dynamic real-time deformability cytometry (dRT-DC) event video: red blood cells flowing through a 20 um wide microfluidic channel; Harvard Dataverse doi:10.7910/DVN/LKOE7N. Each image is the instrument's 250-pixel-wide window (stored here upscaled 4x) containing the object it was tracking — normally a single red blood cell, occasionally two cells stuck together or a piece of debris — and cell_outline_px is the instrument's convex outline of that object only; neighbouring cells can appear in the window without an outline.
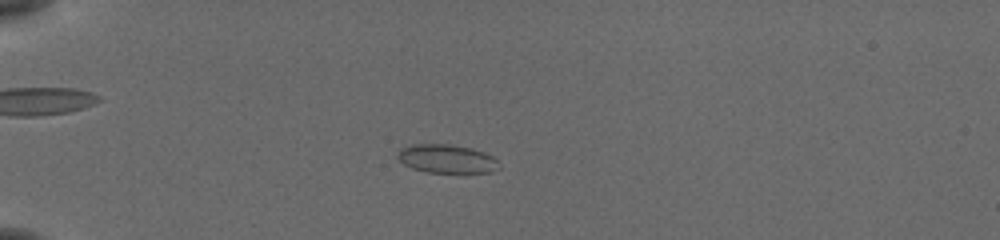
{"species": "common noctule bat (a hibernating species)", "species_latin": "Nyctalus noctula", "temperature_condition": "cold", "stored_images_in_passage": 25, "camera_frame_rate_fps": 3000, "um_per_image_px": 0.085, "animal": {"sex": "female", "body_mass_g": 19.5, "forearm_length_mm": 54.1}, "frame": {"image": 1, "passage_image": 5, "time_ms": 1.333, "image_size_px": [1000, 240], "cell_outline_px": [[500, 168], [488, 172], [428, 172], [412, 168], [404, 164], [396, 156], [400, 148], [412, 144], [448, 144], [468, 148], [484, 152], [492, 156], [496, 160]], "centroid_in_image_um": [37.93, 13.49], "position_along_channel_um": 47.1, "area_um2": 16.65}}
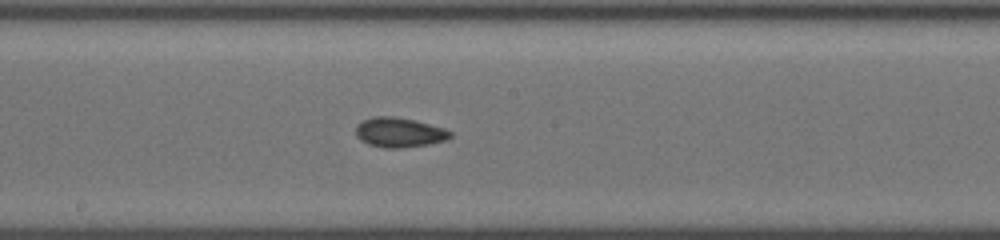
{"frame": {"image": 2, "passage_image": 15, "time_ms": 4.667, "image_size_px": [1000, 240], "cell_outline_px": [[452, 136], [444, 140], [428, 144], [400, 148], [384, 148], [368, 144], [360, 140], [356, 136], [356, 128], [364, 120], [376, 116], [392, 116], [412, 120], [444, 128], [452, 132]], "centroid_in_image_um": [33.92, 11.27], "position_along_channel_um": 214.3, "area_um2": 16.07}}
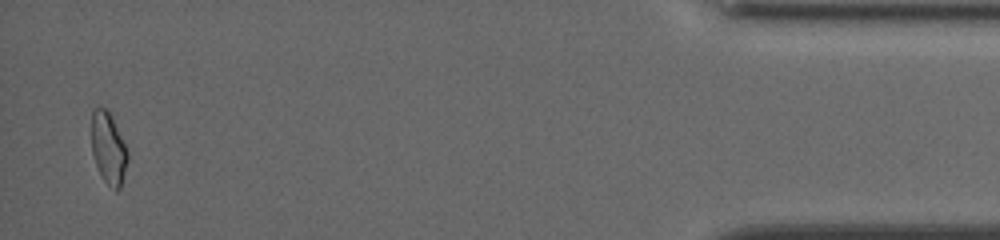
{"frame": {"image": 3, "passage_image": 25, "time_ms": 8.0, "image_size_px": [1000, 240], "cell_outline_px": [[128, 160], [120, 188], [116, 192], [100, 176], [92, 152], [92, 112], [96, 108], [108, 108], [112, 116], [128, 152]], "centroid_in_image_um": [9.22, 12.61], "position_along_channel_um": 426.0, "area_um2": 15.03}}